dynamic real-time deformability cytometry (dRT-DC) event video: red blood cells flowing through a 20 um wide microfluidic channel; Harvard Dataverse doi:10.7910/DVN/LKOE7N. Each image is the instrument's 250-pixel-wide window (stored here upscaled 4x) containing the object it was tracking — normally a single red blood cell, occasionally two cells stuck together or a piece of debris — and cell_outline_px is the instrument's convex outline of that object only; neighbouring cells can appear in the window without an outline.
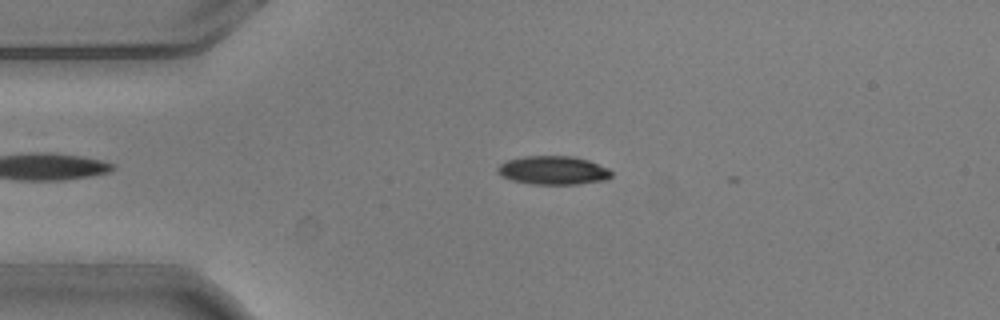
{"species": "common noctule bat (a hibernating species)", "species_latin": "Nyctalus noctula", "temperature_condition": "warm", "stored_images_in_passage": 2, "camera_frame_rate_fps": 3000, "um_per_image_px": 0.085, "animal": {"sex": "male", "body_mass_g": 20.5, "forearm_length_mm": 52.5}, "frame": {"image": 1, "passage_image": 1, "time_ms": 0.0, "image_size_px": [1000, 320], "cell_outline_px": [[612, 176], [608, 180], [576, 184], [532, 184], [512, 180], [500, 176], [496, 172], [496, 168], [500, 164], [508, 160], [524, 156], [572, 156], [588, 160], [608, 168], [612, 172]], "centroid_in_image_um": [47.01, 14.48], "position_along_channel_um": 38.0, "area_um2": 19.07}}